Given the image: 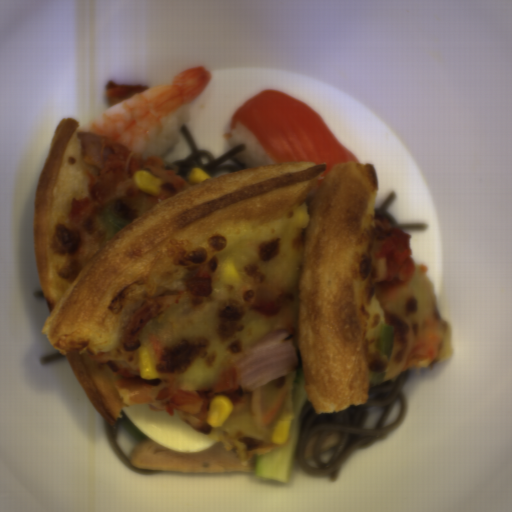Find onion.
<instances>
[{"instance_id": "06740285", "label": "onion", "mask_w": 512, "mask_h": 512, "mask_svg": "<svg viewBox=\"0 0 512 512\" xmlns=\"http://www.w3.org/2000/svg\"><path fill=\"white\" fill-rule=\"evenodd\" d=\"M298 361L294 340L283 328L272 329L232 357L245 392L287 376L297 368Z\"/></svg>"}]
</instances>
